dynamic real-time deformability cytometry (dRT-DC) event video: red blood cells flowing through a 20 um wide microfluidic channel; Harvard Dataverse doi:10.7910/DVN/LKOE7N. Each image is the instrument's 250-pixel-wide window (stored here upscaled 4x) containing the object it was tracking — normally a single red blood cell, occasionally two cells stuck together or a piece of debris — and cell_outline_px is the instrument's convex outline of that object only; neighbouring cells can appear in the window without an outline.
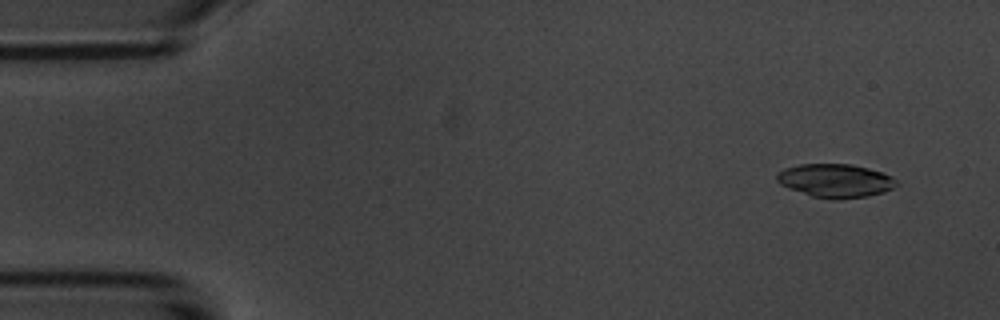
{"species": "common noctule bat (a hibernating species)", "species_latin": "Nyctalus noctula", "temperature_condition": "room temperature", "stored_images_in_passage": 2, "camera_frame_rate_fps": 3000, "um_per_image_px": 0.085, "animal": {"sex": "male", "body_mass_g": 20.1, "forearm_length_mm": 53.5}, "frame": {"image": 1, "passage_image": 1, "time_ms": 0.0, "image_size_px": [1000, 320], "cell_outline_px": [[900, 184], [884, 192], [868, 196], [840, 200], [832, 200], [812, 196], [788, 188], [780, 184], [776, 180], [776, 172], [784, 168], [800, 164], [852, 164], [868, 168], [892, 176]], "centroid_in_image_um": [71.0, 15.36], "position_along_channel_um": 14.0, "area_um2": 23.64}}